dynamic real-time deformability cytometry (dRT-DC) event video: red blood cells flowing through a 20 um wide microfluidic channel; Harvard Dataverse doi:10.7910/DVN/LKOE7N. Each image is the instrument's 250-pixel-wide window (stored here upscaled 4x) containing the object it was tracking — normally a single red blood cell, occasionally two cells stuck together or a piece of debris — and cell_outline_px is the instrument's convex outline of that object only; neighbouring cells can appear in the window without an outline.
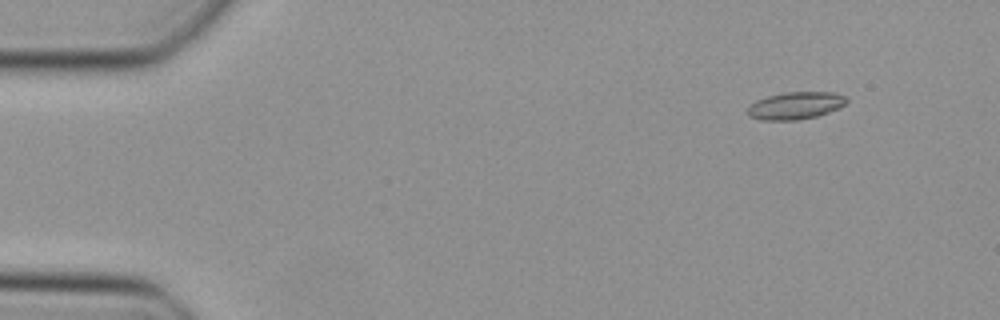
{"species": "Egyptian fruit bat (a non-hibernating species)", "species_latin": "Rousettus aegyptiacus", "temperature_condition": "cold", "stored_images_in_passage": 48, "camera_frame_rate_fps": 3000, "um_per_image_px": 0.085, "animal": {"sex": "female"}, "frame": {"image": 1, "passage_image": 6, "time_ms": 1.667, "image_size_px": [1000, 320], "cell_outline_px": [[848, 100], [840, 108], [816, 116], [796, 120], [760, 120], [748, 116], [748, 108], [756, 100], [768, 96], [784, 92], [832, 92], [844, 96]], "centroid_in_image_um": [67.61, 8.97], "position_along_channel_um": 17.4, "area_um2": 15.66}}
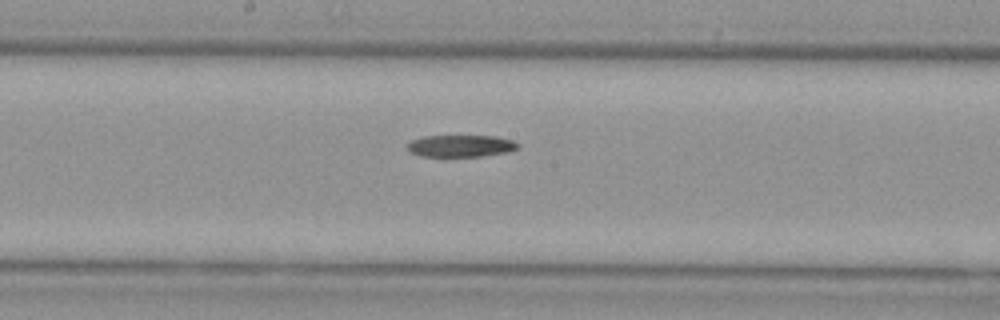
{"frame": {"image": 2, "passage_image": 27, "time_ms": 8.667, "image_size_px": [1000, 320], "cell_outline_px": [[520, 144], [516, 148], [504, 152], [484, 156], [420, 156], [412, 152], [408, 148], [408, 144], [412, 140], [424, 136], [496, 136], [512, 140]], "centroid_in_image_um": [39.17, 12.39], "position_along_channel_um": 209.0, "area_um2": 13.87}}
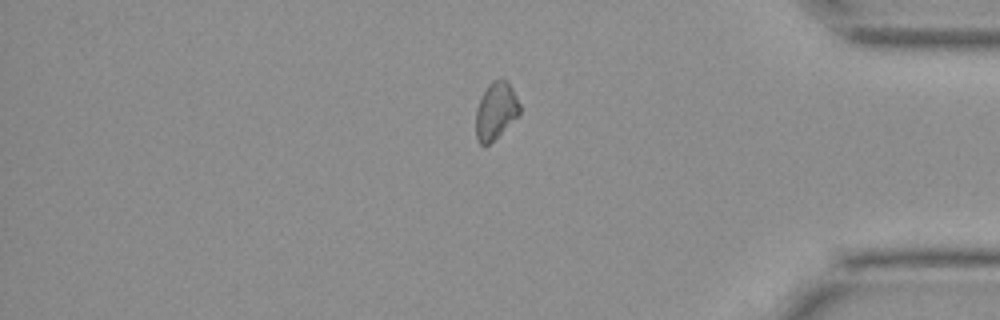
{"frame": {"image": 3, "passage_image": 42, "time_ms": 13.667, "image_size_px": [1000, 320], "cell_outline_px": [[520, 112], [488, 144], [480, 144], [476, 136], [476, 108], [488, 84], [492, 80], [504, 80], [512, 88], [520, 104]], "centroid_in_image_um": [42.12, 9.39], "position_along_channel_um": 393.1, "area_um2": 13.93}}